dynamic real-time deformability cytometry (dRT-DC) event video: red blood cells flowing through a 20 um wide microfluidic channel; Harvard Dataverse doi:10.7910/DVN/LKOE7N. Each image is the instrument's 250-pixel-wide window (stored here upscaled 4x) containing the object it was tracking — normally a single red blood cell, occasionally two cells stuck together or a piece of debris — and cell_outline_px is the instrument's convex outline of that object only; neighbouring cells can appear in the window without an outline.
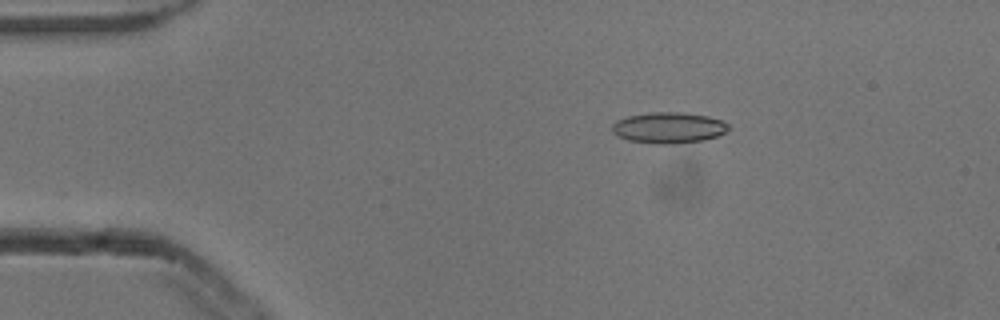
{"species": "common noctule bat (a hibernating species)", "species_latin": "Nyctalus noctula", "temperature_condition": "cold", "stored_images_in_passage": 5, "camera_frame_rate_fps": 3000, "um_per_image_px": 0.085, "animal": {"sex": "male", "body_mass_g": 13.3}, "frame": {"image": 1, "passage_image": 2, "time_ms": 0.333, "image_size_px": [1000, 320], "cell_outline_px": [[732, 128], [716, 136], [704, 140], [672, 144], [656, 144], [628, 140], [612, 132], [612, 124], [616, 120], [628, 116], [652, 112], [680, 112], [708, 116], [720, 120], [728, 124]], "centroid_in_image_um": [56.83, 10.85], "position_along_channel_um": 28.2, "area_um2": 20.98}}
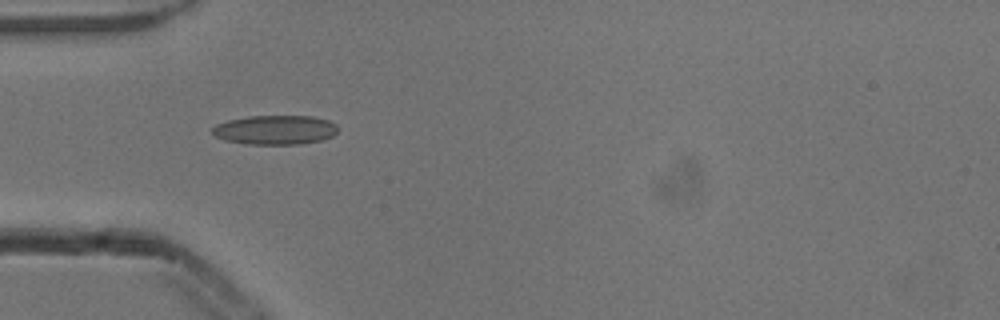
{"frame": {"image": 2, "passage_image": 4, "time_ms": 1.0, "image_size_px": [1000, 320], "cell_outline_px": [[336, 132], [332, 136], [324, 140], [300, 144], [244, 144], [224, 140], [216, 136], [212, 132], [212, 128], [216, 124], [228, 120], [248, 116], [312, 116], [328, 120], [336, 124]], "centroid_in_image_um": [23.38, 11.04], "position_along_channel_um": 61.6, "area_um2": 21.5}}
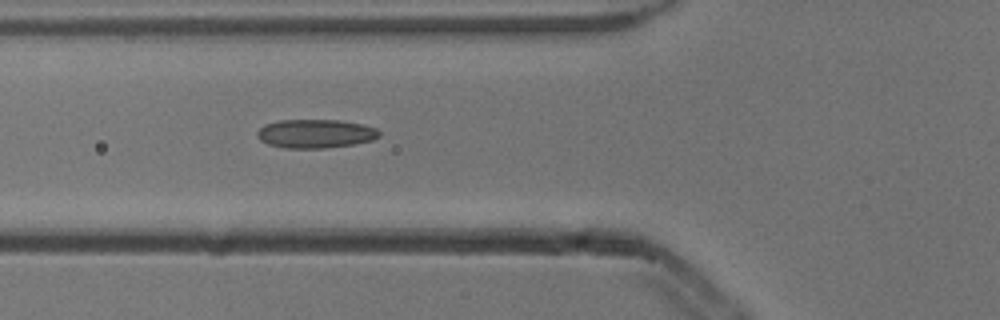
{"frame": {"image": 3, "passage_image": 5, "time_ms": 1.333, "image_size_px": [1000, 320], "cell_outline_px": [[380, 136], [372, 140], [356, 144], [328, 148], [284, 148], [268, 144], [260, 140], [256, 136], [256, 132], [264, 124], [280, 120], [340, 120], [360, 124], [376, 128], [380, 132]], "centroid_in_image_um": [26.8, 11.37], "position_along_channel_um": 99.0, "area_um2": 20.58}}